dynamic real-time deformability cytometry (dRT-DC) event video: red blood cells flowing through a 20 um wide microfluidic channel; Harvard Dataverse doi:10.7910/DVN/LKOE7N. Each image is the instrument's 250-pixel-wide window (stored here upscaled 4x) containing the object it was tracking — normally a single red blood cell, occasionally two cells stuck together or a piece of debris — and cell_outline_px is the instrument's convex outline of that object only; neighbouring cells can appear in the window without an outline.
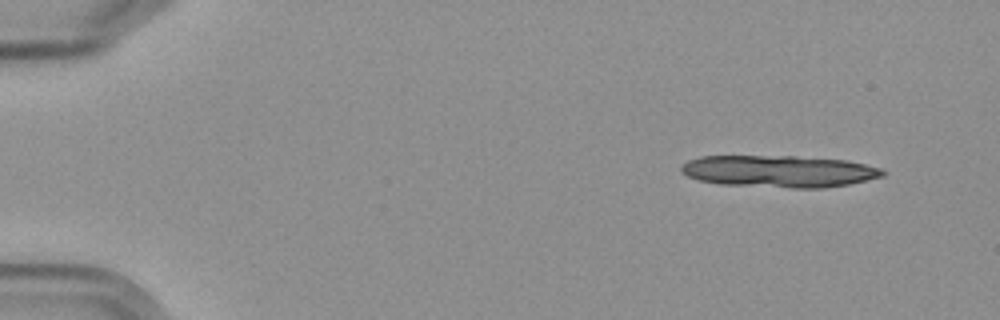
{"species": "Egyptian fruit bat (a non-hibernating species)", "species_latin": "Rousettus aegyptiacus", "temperature_condition": "cold", "stored_images_in_passage": 6, "camera_frame_rate_fps": 3000, "um_per_image_px": 0.085, "frame": {"image": 1, "passage_image": 1, "time_ms": 0.0, "image_size_px": [1000, 320], "cell_outline_px": [[888, 172], [884, 176], [848, 184], [824, 188], [788, 188], [720, 184], [696, 180], [680, 172], [680, 164], [688, 160], [700, 156], [796, 156], [848, 160], [880, 168]], "centroid_in_image_um": [66.19, 14.56], "position_along_channel_um": 18.8, "area_um2": 37.92}}
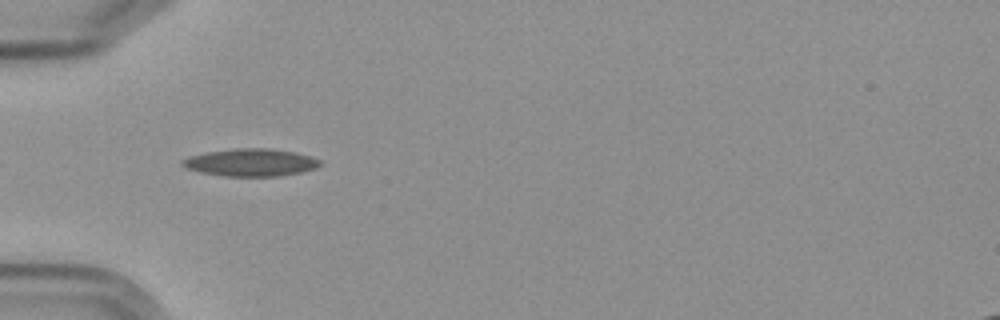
{"frame": {"image": 2, "passage_image": 5, "time_ms": 4.667, "image_size_px": [1000, 320], "cell_outline_px": [[324, 164], [316, 168], [300, 172], [280, 176], [224, 176], [200, 172], [184, 168], [180, 164], [180, 160], [188, 156], [204, 152], [232, 148], [268, 148], [296, 152], [312, 156], [320, 160]], "centroid_in_image_um": [21.29, 13.8], "position_along_channel_um": 63.7, "area_um2": 22.48}}
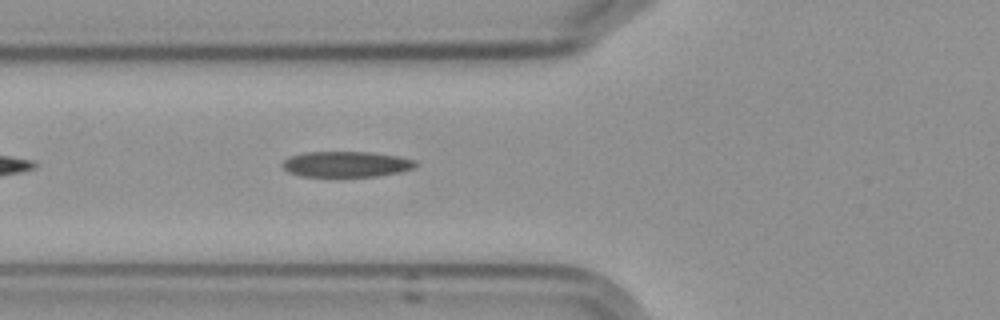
{"frame": {"image": 3, "passage_image": 6, "time_ms": 5.667, "image_size_px": [1000, 320], "cell_outline_px": [[416, 168], [400, 172], [376, 176], [300, 176], [288, 172], [280, 164], [284, 160], [292, 156], [308, 152], [372, 152], [400, 156], [416, 160]], "centroid_in_image_um": [29.47, 13.95], "position_along_channel_um": 96.3, "area_um2": 19.94}}